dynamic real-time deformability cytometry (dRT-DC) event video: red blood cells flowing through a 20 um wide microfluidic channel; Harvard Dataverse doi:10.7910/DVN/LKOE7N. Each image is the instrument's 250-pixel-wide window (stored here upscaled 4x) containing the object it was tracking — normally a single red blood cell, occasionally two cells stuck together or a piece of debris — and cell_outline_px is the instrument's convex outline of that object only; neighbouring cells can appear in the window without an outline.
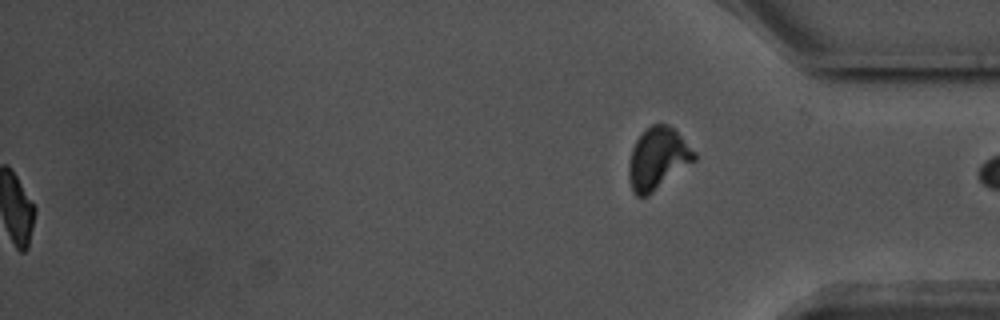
{"species": "common noctule bat (a hibernating species)", "species_latin": "Nyctalus noctula", "temperature_condition": "warm", "stored_images_in_passage": 46, "segment_of_instrument_passage": [2, 2], "camera_frame_rate_fps": 3000, "um_per_image_px": 0.085, "animal": {"sex": "male", "body_mass_g": 17.5, "forearm_length_mm": 52.3}, "frame": {"image": 1, "passage_image": 46, "time_ms": 15.0, "image_size_px": [1000, 320], "cell_outline_px": [[696, 160], [648, 196], [636, 196], [632, 192], [628, 176], [628, 164], [632, 148], [636, 140], [644, 128], [652, 124], [668, 124], [696, 152]], "centroid_in_image_um": [55.88, 13.49], "position_along_channel_um": 379.3, "area_um2": 23.7}}